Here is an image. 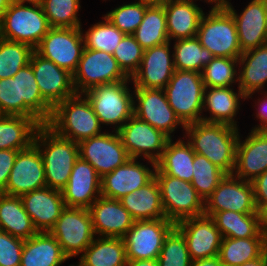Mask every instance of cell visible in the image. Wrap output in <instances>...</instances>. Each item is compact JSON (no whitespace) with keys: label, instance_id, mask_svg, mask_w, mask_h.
I'll use <instances>...</instances> for the list:
<instances>
[{"label":"cell","instance_id":"obj_62","mask_svg":"<svg viewBox=\"0 0 267 266\" xmlns=\"http://www.w3.org/2000/svg\"><path fill=\"white\" fill-rule=\"evenodd\" d=\"M263 4V7H264V10H265V13H266V16H267V0H260Z\"/></svg>","mask_w":267,"mask_h":266},{"label":"cell","instance_id":"obj_52","mask_svg":"<svg viewBox=\"0 0 267 266\" xmlns=\"http://www.w3.org/2000/svg\"><path fill=\"white\" fill-rule=\"evenodd\" d=\"M260 93V97L258 95V99L255 98V105H253V108L256 106V112L252 115L254 116V119H259V124L255 125L252 127V130H267V90L266 91H261V92H256Z\"/></svg>","mask_w":267,"mask_h":266},{"label":"cell","instance_id":"obj_13","mask_svg":"<svg viewBox=\"0 0 267 266\" xmlns=\"http://www.w3.org/2000/svg\"><path fill=\"white\" fill-rule=\"evenodd\" d=\"M175 227L168 219L136 220L123 237L126 259H157L164 240Z\"/></svg>","mask_w":267,"mask_h":266},{"label":"cell","instance_id":"obj_49","mask_svg":"<svg viewBox=\"0 0 267 266\" xmlns=\"http://www.w3.org/2000/svg\"><path fill=\"white\" fill-rule=\"evenodd\" d=\"M0 115L19 116L18 72L0 79Z\"/></svg>","mask_w":267,"mask_h":266},{"label":"cell","instance_id":"obj_24","mask_svg":"<svg viewBox=\"0 0 267 266\" xmlns=\"http://www.w3.org/2000/svg\"><path fill=\"white\" fill-rule=\"evenodd\" d=\"M101 179L95 168L79 157L61 190L66 207L88 209L101 196Z\"/></svg>","mask_w":267,"mask_h":266},{"label":"cell","instance_id":"obj_21","mask_svg":"<svg viewBox=\"0 0 267 266\" xmlns=\"http://www.w3.org/2000/svg\"><path fill=\"white\" fill-rule=\"evenodd\" d=\"M42 97L54 108L59 102L74 96L73 74L55 63L32 53L30 63Z\"/></svg>","mask_w":267,"mask_h":266},{"label":"cell","instance_id":"obj_20","mask_svg":"<svg viewBox=\"0 0 267 266\" xmlns=\"http://www.w3.org/2000/svg\"><path fill=\"white\" fill-rule=\"evenodd\" d=\"M175 227L185 237L192 261L218 256L222 235L210 216L186 218Z\"/></svg>","mask_w":267,"mask_h":266},{"label":"cell","instance_id":"obj_61","mask_svg":"<svg viewBox=\"0 0 267 266\" xmlns=\"http://www.w3.org/2000/svg\"><path fill=\"white\" fill-rule=\"evenodd\" d=\"M10 0H0V22L6 9L10 6Z\"/></svg>","mask_w":267,"mask_h":266},{"label":"cell","instance_id":"obj_22","mask_svg":"<svg viewBox=\"0 0 267 266\" xmlns=\"http://www.w3.org/2000/svg\"><path fill=\"white\" fill-rule=\"evenodd\" d=\"M265 171H267V131L250 129L245 139L240 133L233 175L252 182Z\"/></svg>","mask_w":267,"mask_h":266},{"label":"cell","instance_id":"obj_7","mask_svg":"<svg viewBox=\"0 0 267 266\" xmlns=\"http://www.w3.org/2000/svg\"><path fill=\"white\" fill-rule=\"evenodd\" d=\"M50 29L42 5L11 3L0 22V38L24 43L35 49Z\"/></svg>","mask_w":267,"mask_h":266},{"label":"cell","instance_id":"obj_50","mask_svg":"<svg viewBox=\"0 0 267 266\" xmlns=\"http://www.w3.org/2000/svg\"><path fill=\"white\" fill-rule=\"evenodd\" d=\"M24 241L0 229V266H20Z\"/></svg>","mask_w":267,"mask_h":266},{"label":"cell","instance_id":"obj_37","mask_svg":"<svg viewBox=\"0 0 267 266\" xmlns=\"http://www.w3.org/2000/svg\"><path fill=\"white\" fill-rule=\"evenodd\" d=\"M267 251V237L222 238L218 257L224 266H240Z\"/></svg>","mask_w":267,"mask_h":266},{"label":"cell","instance_id":"obj_18","mask_svg":"<svg viewBox=\"0 0 267 266\" xmlns=\"http://www.w3.org/2000/svg\"><path fill=\"white\" fill-rule=\"evenodd\" d=\"M44 171L41 153L34 143L26 149L19 150L8 177L6 195L21 197L47 187Z\"/></svg>","mask_w":267,"mask_h":266},{"label":"cell","instance_id":"obj_45","mask_svg":"<svg viewBox=\"0 0 267 266\" xmlns=\"http://www.w3.org/2000/svg\"><path fill=\"white\" fill-rule=\"evenodd\" d=\"M239 60L214 57L201 72L205 87L238 86ZM237 83V84H236Z\"/></svg>","mask_w":267,"mask_h":266},{"label":"cell","instance_id":"obj_60","mask_svg":"<svg viewBox=\"0 0 267 266\" xmlns=\"http://www.w3.org/2000/svg\"><path fill=\"white\" fill-rule=\"evenodd\" d=\"M202 2V0H200ZM231 0H203V2L209 5H212V7H224L226 3Z\"/></svg>","mask_w":267,"mask_h":266},{"label":"cell","instance_id":"obj_59","mask_svg":"<svg viewBox=\"0 0 267 266\" xmlns=\"http://www.w3.org/2000/svg\"><path fill=\"white\" fill-rule=\"evenodd\" d=\"M10 2L21 5H42L43 0H10Z\"/></svg>","mask_w":267,"mask_h":266},{"label":"cell","instance_id":"obj_54","mask_svg":"<svg viewBox=\"0 0 267 266\" xmlns=\"http://www.w3.org/2000/svg\"><path fill=\"white\" fill-rule=\"evenodd\" d=\"M260 231L267 237V203L257 208Z\"/></svg>","mask_w":267,"mask_h":266},{"label":"cell","instance_id":"obj_42","mask_svg":"<svg viewBox=\"0 0 267 266\" xmlns=\"http://www.w3.org/2000/svg\"><path fill=\"white\" fill-rule=\"evenodd\" d=\"M33 52L27 44L0 38V79L13 77L28 65Z\"/></svg>","mask_w":267,"mask_h":266},{"label":"cell","instance_id":"obj_11","mask_svg":"<svg viewBox=\"0 0 267 266\" xmlns=\"http://www.w3.org/2000/svg\"><path fill=\"white\" fill-rule=\"evenodd\" d=\"M85 48L81 27L51 28L34 51L73 74Z\"/></svg>","mask_w":267,"mask_h":266},{"label":"cell","instance_id":"obj_46","mask_svg":"<svg viewBox=\"0 0 267 266\" xmlns=\"http://www.w3.org/2000/svg\"><path fill=\"white\" fill-rule=\"evenodd\" d=\"M159 266H190L192 259L183 234L174 227L166 236L157 258Z\"/></svg>","mask_w":267,"mask_h":266},{"label":"cell","instance_id":"obj_12","mask_svg":"<svg viewBox=\"0 0 267 266\" xmlns=\"http://www.w3.org/2000/svg\"><path fill=\"white\" fill-rule=\"evenodd\" d=\"M134 116L162 131L170 139L185 125L169 105L163 89L134 88ZM180 126V127H179Z\"/></svg>","mask_w":267,"mask_h":266},{"label":"cell","instance_id":"obj_44","mask_svg":"<svg viewBox=\"0 0 267 266\" xmlns=\"http://www.w3.org/2000/svg\"><path fill=\"white\" fill-rule=\"evenodd\" d=\"M225 176L226 173L214 165L208 158L195 153L191 184L203 201L213 193Z\"/></svg>","mask_w":267,"mask_h":266},{"label":"cell","instance_id":"obj_36","mask_svg":"<svg viewBox=\"0 0 267 266\" xmlns=\"http://www.w3.org/2000/svg\"><path fill=\"white\" fill-rule=\"evenodd\" d=\"M39 126L31 117L0 115V150L28 148Z\"/></svg>","mask_w":267,"mask_h":266},{"label":"cell","instance_id":"obj_30","mask_svg":"<svg viewBox=\"0 0 267 266\" xmlns=\"http://www.w3.org/2000/svg\"><path fill=\"white\" fill-rule=\"evenodd\" d=\"M238 71V87L248 98L267 87V44L241 54ZM266 86V87H265Z\"/></svg>","mask_w":267,"mask_h":266},{"label":"cell","instance_id":"obj_58","mask_svg":"<svg viewBox=\"0 0 267 266\" xmlns=\"http://www.w3.org/2000/svg\"><path fill=\"white\" fill-rule=\"evenodd\" d=\"M147 6H164L169 0H136Z\"/></svg>","mask_w":267,"mask_h":266},{"label":"cell","instance_id":"obj_27","mask_svg":"<svg viewBox=\"0 0 267 266\" xmlns=\"http://www.w3.org/2000/svg\"><path fill=\"white\" fill-rule=\"evenodd\" d=\"M21 199L38 232H49L66 208L61 191L49 187L26 193Z\"/></svg>","mask_w":267,"mask_h":266},{"label":"cell","instance_id":"obj_2","mask_svg":"<svg viewBox=\"0 0 267 266\" xmlns=\"http://www.w3.org/2000/svg\"><path fill=\"white\" fill-rule=\"evenodd\" d=\"M33 143L43 159L46 186L61 191L80 157L78 143L59 136L47 124L38 127Z\"/></svg>","mask_w":267,"mask_h":266},{"label":"cell","instance_id":"obj_17","mask_svg":"<svg viewBox=\"0 0 267 266\" xmlns=\"http://www.w3.org/2000/svg\"><path fill=\"white\" fill-rule=\"evenodd\" d=\"M140 161L145 159L130 158L102 177L101 196L119 200L149 183L154 178L156 163Z\"/></svg>","mask_w":267,"mask_h":266},{"label":"cell","instance_id":"obj_4","mask_svg":"<svg viewBox=\"0 0 267 266\" xmlns=\"http://www.w3.org/2000/svg\"><path fill=\"white\" fill-rule=\"evenodd\" d=\"M130 83L131 78L99 85L84 93L103 127L118 131L134 115V87Z\"/></svg>","mask_w":267,"mask_h":266},{"label":"cell","instance_id":"obj_51","mask_svg":"<svg viewBox=\"0 0 267 266\" xmlns=\"http://www.w3.org/2000/svg\"><path fill=\"white\" fill-rule=\"evenodd\" d=\"M19 150H0V195L6 194L8 177Z\"/></svg>","mask_w":267,"mask_h":266},{"label":"cell","instance_id":"obj_39","mask_svg":"<svg viewBox=\"0 0 267 266\" xmlns=\"http://www.w3.org/2000/svg\"><path fill=\"white\" fill-rule=\"evenodd\" d=\"M132 35L144 50L169 42L164 6H148Z\"/></svg>","mask_w":267,"mask_h":266},{"label":"cell","instance_id":"obj_55","mask_svg":"<svg viewBox=\"0 0 267 266\" xmlns=\"http://www.w3.org/2000/svg\"><path fill=\"white\" fill-rule=\"evenodd\" d=\"M190 266H224L218 256L193 260Z\"/></svg>","mask_w":267,"mask_h":266},{"label":"cell","instance_id":"obj_5","mask_svg":"<svg viewBox=\"0 0 267 266\" xmlns=\"http://www.w3.org/2000/svg\"><path fill=\"white\" fill-rule=\"evenodd\" d=\"M204 13L196 34L203 48L214 57L239 59L242 52L238 41L237 26L225 7H210Z\"/></svg>","mask_w":267,"mask_h":266},{"label":"cell","instance_id":"obj_8","mask_svg":"<svg viewBox=\"0 0 267 266\" xmlns=\"http://www.w3.org/2000/svg\"><path fill=\"white\" fill-rule=\"evenodd\" d=\"M161 194L166 219L175 224L183 219L204 215V201L191 182L166 174H154Z\"/></svg>","mask_w":267,"mask_h":266},{"label":"cell","instance_id":"obj_15","mask_svg":"<svg viewBox=\"0 0 267 266\" xmlns=\"http://www.w3.org/2000/svg\"><path fill=\"white\" fill-rule=\"evenodd\" d=\"M229 210L238 213L257 212L252 183L233 174H226L204 201V215L211 217L215 212Z\"/></svg>","mask_w":267,"mask_h":266},{"label":"cell","instance_id":"obj_10","mask_svg":"<svg viewBox=\"0 0 267 266\" xmlns=\"http://www.w3.org/2000/svg\"><path fill=\"white\" fill-rule=\"evenodd\" d=\"M129 79L112 54L87 48H84L77 70L73 73V85L78 94L99 85Z\"/></svg>","mask_w":267,"mask_h":266},{"label":"cell","instance_id":"obj_43","mask_svg":"<svg viewBox=\"0 0 267 266\" xmlns=\"http://www.w3.org/2000/svg\"><path fill=\"white\" fill-rule=\"evenodd\" d=\"M81 0H43L42 8L51 28L82 27Z\"/></svg>","mask_w":267,"mask_h":266},{"label":"cell","instance_id":"obj_48","mask_svg":"<svg viewBox=\"0 0 267 266\" xmlns=\"http://www.w3.org/2000/svg\"><path fill=\"white\" fill-rule=\"evenodd\" d=\"M144 49L135 40L133 35L125 34L116 49L114 50L113 56L118 62L122 71L129 77L138 71Z\"/></svg>","mask_w":267,"mask_h":266},{"label":"cell","instance_id":"obj_6","mask_svg":"<svg viewBox=\"0 0 267 266\" xmlns=\"http://www.w3.org/2000/svg\"><path fill=\"white\" fill-rule=\"evenodd\" d=\"M163 90L169 105L185 126L202 121L205 85L201 73L175 70Z\"/></svg>","mask_w":267,"mask_h":266},{"label":"cell","instance_id":"obj_31","mask_svg":"<svg viewBox=\"0 0 267 266\" xmlns=\"http://www.w3.org/2000/svg\"><path fill=\"white\" fill-rule=\"evenodd\" d=\"M195 152L185 139H169L165 150L156 162L155 174H166L180 180L191 182Z\"/></svg>","mask_w":267,"mask_h":266},{"label":"cell","instance_id":"obj_33","mask_svg":"<svg viewBox=\"0 0 267 266\" xmlns=\"http://www.w3.org/2000/svg\"><path fill=\"white\" fill-rule=\"evenodd\" d=\"M119 201L135 221L166 219L161 203L160 188L155 177L145 186L127 194Z\"/></svg>","mask_w":267,"mask_h":266},{"label":"cell","instance_id":"obj_63","mask_svg":"<svg viewBox=\"0 0 267 266\" xmlns=\"http://www.w3.org/2000/svg\"><path fill=\"white\" fill-rule=\"evenodd\" d=\"M265 266H267V251L265 252Z\"/></svg>","mask_w":267,"mask_h":266},{"label":"cell","instance_id":"obj_28","mask_svg":"<svg viewBox=\"0 0 267 266\" xmlns=\"http://www.w3.org/2000/svg\"><path fill=\"white\" fill-rule=\"evenodd\" d=\"M198 0H169L164 5L169 41L195 37L205 13Z\"/></svg>","mask_w":267,"mask_h":266},{"label":"cell","instance_id":"obj_35","mask_svg":"<svg viewBox=\"0 0 267 266\" xmlns=\"http://www.w3.org/2000/svg\"><path fill=\"white\" fill-rule=\"evenodd\" d=\"M0 229L23 240L38 233L21 197L0 195Z\"/></svg>","mask_w":267,"mask_h":266},{"label":"cell","instance_id":"obj_57","mask_svg":"<svg viewBox=\"0 0 267 266\" xmlns=\"http://www.w3.org/2000/svg\"><path fill=\"white\" fill-rule=\"evenodd\" d=\"M240 266H265V253L261 257L255 260L243 263Z\"/></svg>","mask_w":267,"mask_h":266},{"label":"cell","instance_id":"obj_34","mask_svg":"<svg viewBox=\"0 0 267 266\" xmlns=\"http://www.w3.org/2000/svg\"><path fill=\"white\" fill-rule=\"evenodd\" d=\"M73 266H126L123 238L95 237Z\"/></svg>","mask_w":267,"mask_h":266},{"label":"cell","instance_id":"obj_53","mask_svg":"<svg viewBox=\"0 0 267 266\" xmlns=\"http://www.w3.org/2000/svg\"><path fill=\"white\" fill-rule=\"evenodd\" d=\"M257 208L267 203V171L255 178L252 182Z\"/></svg>","mask_w":267,"mask_h":266},{"label":"cell","instance_id":"obj_23","mask_svg":"<svg viewBox=\"0 0 267 266\" xmlns=\"http://www.w3.org/2000/svg\"><path fill=\"white\" fill-rule=\"evenodd\" d=\"M224 7L235 20L242 53L267 44V16L260 0H250L239 14L229 1Z\"/></svg>","mask_w":267,"mask_h":266},{"label":"cell","instance_id":"obj_56","mask_svg":"<svg viewBox=\"0 0 267 266\" xmlns=\"http://www.w3.org/2000/svg\"><path fill=\"white\" fill-rule=\"evenodd\" d=\"M126 266H159L157 259L127 260Z\"/></svg>","mask_w":267,"mask_h":266},{"label":"cell","instance_id":"obj_41","mask_svg":"<svg viewBox=\"0 0 267 266\" xmlns=\"http://www.w3.org/2000/svg\"><path fill=\"white\" fill-rule=\"evenodd\" d=\"M82 28L85 48L104 51L112 55L125 35L103 15L102 20L96 24L93 23L87 31Z\"/></svg>","mask_w":267,"mask_h":266},{"label":"cell","instance_id":"obj_38","mask_svg":"<svg viewBox=\"0 0 267 266\" xmlns=\"http://www.w3.org/2000/svg\"><path fill=\"white\" fill-rule=\"evenodd\" d=\"M211 218L222 238L266 237L259 228L258 213L215 212Z\"/></svg>","mask_w":267,"mask_h":266},{"label":"cell","instance_id":"obj_3","mask_svg":"<svg viewBox=\"0 0 267 266\" xmlns=\"http://www.w3.org/2000/svg\"><path fill=\"white\" fill-rule=\"evenodd\" d=\"M47 125L59 136L79 143L103 133V126L84 94L76 93L59 102Z\"/></svg>","mask_w":267,"mask_h":266},{"label":"cell","instance_id":"obj_19","mask_svg":"<svg viewBox=\"0 0 267 266\" xmlns=\"http://www.w3.org/2000/svg\"><path fill=\"white\" fill-rule=\"evenodd\" d=\"M172 42L144 50L138 71L132 76L134 88L164 89L175 71Z\"/></svg>","mask_w":267,"mask_h":266},{"label":"cell","instance_id":"obj_26","mask_svg":"<svg viewBox=\"0 0 267 266\" xmlns=\"http://www.w3.org/2000/svg\"><path fill=\"white\" fill-rule=\"evenodd\" d=\"M241 100L245 101L246 96L239 88L234 89V86L205 87L202 112H208L209 116L202 114V121L226 124L239 129V122L236 120L240 114Z\"/></svg>","mask_w":267,"mask_h":266},{"label":"cell","instance_id":"obj_40","mask_svg":"<svg viewBox=\"0 0 267 266\" xmlns=\"http://www.w3.org/2000/svg\"><path fill=\"white\" fill-rule=\"evenodd\" d=\"M175 70H188L201 73L214 55L200 44L198 38L191 37L173 42Z\"/></svg>","mask_w":267,"mask_h":266},{"label":"cell","instance_id":"obj_16","mask_svg":"<svg viewBox=\"0 0 267 266\" xmlns=\"http://www.w3.org/2000/svg\"><path fill=\"white\" fill-rule=\"evenodd\" d=\"M130 158L157 162L170 139L134 115L117 131Z\"/></svg>","mask_w":267,"mask_h":266},{"label":"cell","instance_id":"obj_14","mask_svg":"<svg viewBox=\"0 0 267 266\" xmlns=\"http://www.w3.org/2000/svg\"><path fill=\"white\" fill-rule=\"evenodd\" d=\"M79 156L102 178L130 159L117 131H105L78 143Z\"/></svg>","mask_w":267,"mask_h":266},{"label":"cell","instance_id":"obj_29","mask_svg":"<svg viewBox=\"0 0 267 266\" xmlns=\"http://www.w3.org/2000/svg\"><path fill=\"white\" fill-rule=\"evenodd\" d=\"M19 116L33 118L39 125L47 124L53 107L42 97L30 64L18 71Z\"/></svg>","mask_w":267,"mask_h":266},{"label":"cell","instance_id":"obj_47","mask_svg":"<svg viewBox=\"0 0 267 266\" xmlns=\"http://www.w3.org/2000/svg\"><path fill=\"white\" fill-rule=\"evenodd\" d=\"M147 7V5L136 0L128 4L124 2L103 16L124 34L132 35L141 24Z\"/></svg>","mask_w":267,"mask_h":266},{"label":"cell","instance_id":"obj_1","mask_svg":"<svg viewBox=\"0 0 267 266\" xmlns=\"http://www.w3.org/2000/svg\"><path fill=\"white\" fill-rule=\"evenodd\" d=\"M240 129L226 124L198 121L182 134L196 154L208 158L226 174H233Z\"/></svg>","mask_w":267,"mask_h":266},{"label":"cell","instance_id":"obj_9","mask_svg":"<svg viewBox=\"0 0 267 266\" xmlns=\"http://www.w3.org/2000/svg\"><path fill=\"white\" fill-rule=\"evenodd\" d=\"M49 232L69 259L80 256L96 237L87 208L66 207Z\"/></svg>","mask_w":267,"mask_h":266},{"label":"cell","instance_id":"obj_25","mask_svg":"<svg viewBox=\"0 0 267 266\" xmlns=\"http://www.w3.org/2000/svg\"><path fill=\"white\" fill-rule=\"evenodd\" d=\"M88 210L97 237L123 238L135 221L117 199L100 196Z\"/></svg>","mask_w":267,"mask_h":266},{"label":"cell","instance_id":"obj_32","mask_svg":"<svg viewBox=\"0 0 267 266\" xmlns=\"http://www.w3.org/2000/svg\"><path fill=\"white\" fill-rule=\"evenodd\" d=\"M69 258L50 232H38L24 241L20 266H62Z\"/></svg>","mask_w":267,"mask_h":266}]
</instances>
